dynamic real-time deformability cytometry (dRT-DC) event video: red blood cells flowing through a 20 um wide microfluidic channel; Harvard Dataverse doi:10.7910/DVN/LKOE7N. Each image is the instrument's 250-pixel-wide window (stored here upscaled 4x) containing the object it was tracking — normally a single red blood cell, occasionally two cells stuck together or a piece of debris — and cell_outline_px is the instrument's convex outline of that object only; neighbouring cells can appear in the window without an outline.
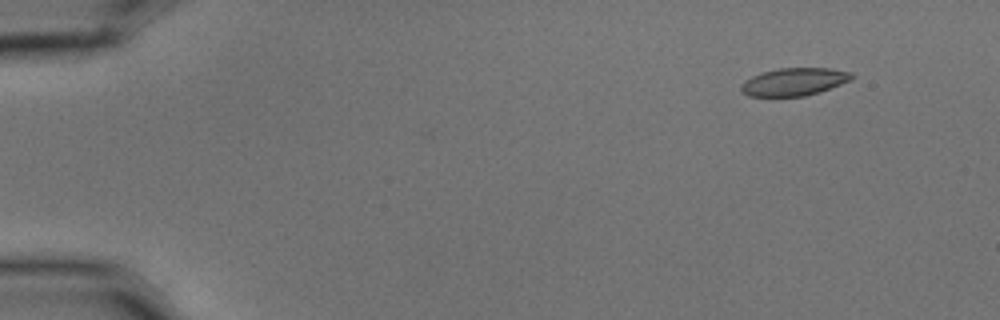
{"species": "common noctule bat (a hibernating species)", "species_latin": "Nyctalus noctula", "temperature_condition": "cold", "stored_images_in_passage": 4, "camera_frame_rate_fps": 3000, "um_per_image_px": 0.085, "animal": {"sex": "male", "body_mass_g": 15.6}, "frame": {"image": 1, "passage_image": 2, "time_ms": 0.333, "image_size_px": [1000, 320], "cell_outline_px": [[856, 76], [852, 80], [820, 92], [804, 96], [748, 96], [740, 88], [740, 84], [744, 80], [760, 72], [780, 68], [832, 68], [852, 72]], "centroid_in_image_um": [67.53, 6.94], "position_along_channel_um": 17.5, "area_um2": 18.09}}